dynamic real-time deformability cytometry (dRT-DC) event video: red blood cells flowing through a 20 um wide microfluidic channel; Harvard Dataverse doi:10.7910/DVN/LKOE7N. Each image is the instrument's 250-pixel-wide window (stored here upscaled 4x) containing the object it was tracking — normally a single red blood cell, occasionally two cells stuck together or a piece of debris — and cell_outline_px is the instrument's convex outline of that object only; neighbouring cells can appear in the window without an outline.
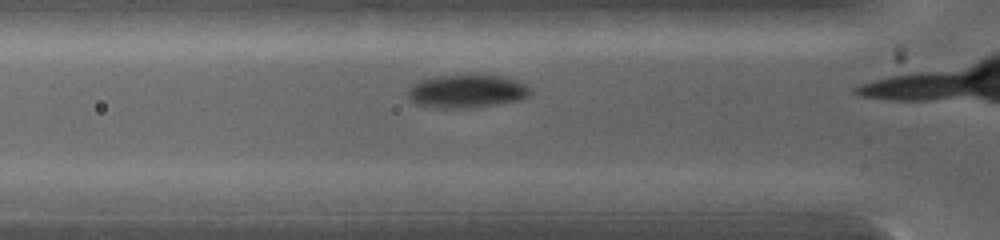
{"species": "common noctule bat (a hibernating species)", "species_latin": "Nyctalus noctula", "temperature_condition": "warm", "stored_images_in_passage": 7, "camera_frame_rate_fps": 5000, "um_per_image_px": 0.085, "animal": {"sex": "female", "body_mass_g": 19.0, "forearm_length_mm": 53.3}, "frame": {"image": 1, "passage_image": 5, "time_ms": 1.0, "image_size_px": [1000, 240], "cell_outline_px": [[532, 92], [528, 96], [520, 100], [496, 104], [468, 108], [440, 108], [416, 104], [408, 96], [408, 88], [416, 80], [432, 76], [468, 72], [500, 76], [516, 80], [532, 88]], "centroid_in_image_um": [39.65, 7.7], "position_along_channel_um": 86.1, "area_um2": 24.57}}